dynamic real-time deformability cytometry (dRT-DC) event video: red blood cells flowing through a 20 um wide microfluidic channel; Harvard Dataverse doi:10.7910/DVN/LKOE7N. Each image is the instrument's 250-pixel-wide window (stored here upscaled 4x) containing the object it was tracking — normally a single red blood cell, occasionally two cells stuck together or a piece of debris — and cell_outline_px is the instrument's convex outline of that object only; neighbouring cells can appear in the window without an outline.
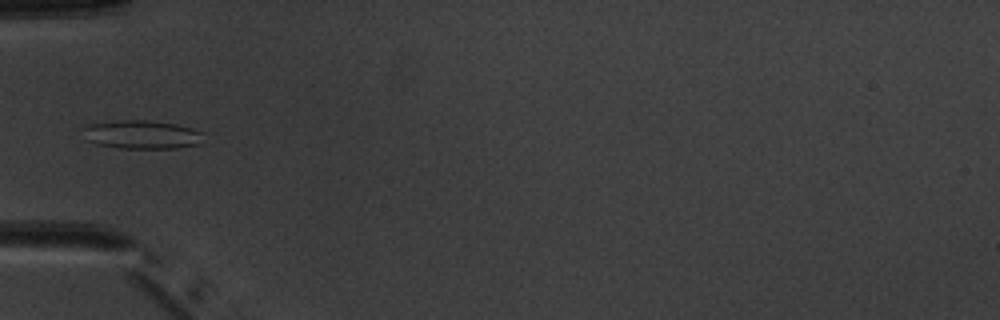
{"species": "common noctule bat (a hibernating species)", "species_latin": "Nyctalus noctula", "temperature_condition": "warm", "stored_images_in_passage": 5, "camera_frame_rate_fps": 3000, "um_per_image_px": 0.085, "animal": {"sex": "male", "body_mass_g": 20.1, "forearm_length_mm": 53.5}, "frame": {"image": 1, "passage_image": 5, "time_ms": 4.667, "image_size_px": [1000, 320], "cell_outline_px": [[204, 132], [200, 144], [176, 148], [116, 148], [96, 144], [88, 140], [80, 128], [88, 124], [124, 120], [144, 120], [176, 124], [192, 128]], "centroid_in_image_um": [12.05, 11.44], "position_along_channel_um": 73.0, "area_um2": 20.11}}